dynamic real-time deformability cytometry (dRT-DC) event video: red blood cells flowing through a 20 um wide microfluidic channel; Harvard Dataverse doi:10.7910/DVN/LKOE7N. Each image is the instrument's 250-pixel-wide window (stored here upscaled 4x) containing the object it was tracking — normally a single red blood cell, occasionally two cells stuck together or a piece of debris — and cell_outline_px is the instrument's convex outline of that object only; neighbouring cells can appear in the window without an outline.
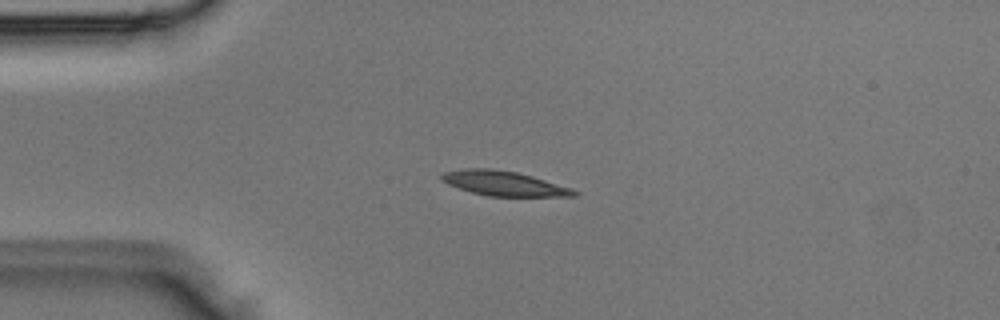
{"species": "Egyptian fruit bat (a non-hibernating species)", "species_latin": "Rousettus aegyptiacus", "temperature_condition": "room temperature", "stored_images_in_passage": 4, "camera_frame_rate_fps": 3000, "um_per_image_px": 0.085, "animal": {"sex": "male"}, "frame": {"image": 1, "passage_image": 4, "time_ms": 1.0, "image_size_px": [1000, 320], "cell_outline_px": [[580, 192], [576, 196], [488, 196], [472, 192], [448, 184], [440, 180], [440, 176], [444, 172], [464, 168], [492, 168], [516, 172], [532, 176], [572, 188]], "centroid_in_image_um": [42.83, 15.58], "position_along_channel_um": 42.2, "area_um2": 19.02}}